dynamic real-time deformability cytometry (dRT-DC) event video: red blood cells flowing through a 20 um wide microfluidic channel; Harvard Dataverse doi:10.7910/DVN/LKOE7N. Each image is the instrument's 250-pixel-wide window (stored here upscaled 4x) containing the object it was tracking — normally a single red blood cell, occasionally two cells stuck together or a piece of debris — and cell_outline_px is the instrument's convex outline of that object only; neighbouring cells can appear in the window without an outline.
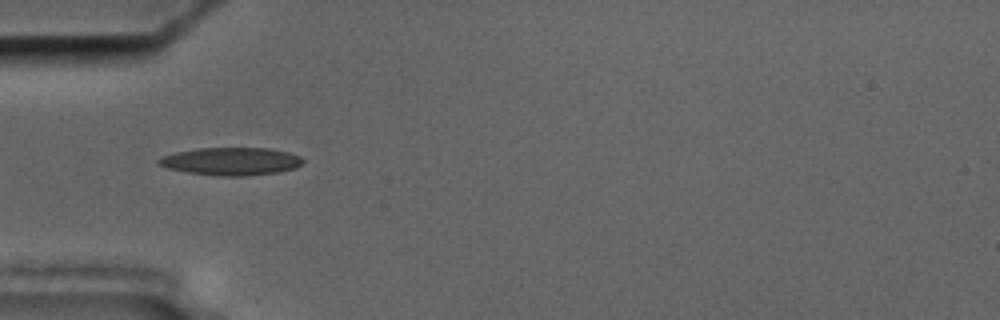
{"species": "common noctule bat (a hibernating species)", "species_latin": "Nyctalus noctula", "temperature_condition": "cold", "stored_images_in_passage": 39, "camera_frame_rate_fps": 3000, "um_per_image_px": 0.085, "animal": {"sex": "male", "body_mass_g": 17.5, "forearm_length_mm": 52.3}, "frame": {"image": 1, "passage_image": 1, "time_ms": 0.0, "image_size_px": [1000, 320], "cell_outline_px": [[304, 160], [296, 168], [276, 172], [244, 176], [220, 176], [188, 172], [168, 168], [156, 164], [156, 160], [160, 156], [176, 152], [196, 148], [268, 148], [288, 152], [300, 156]], "centroid_in_image_um": [19.6, 13.7], "position_along_channel_um": 65.4, "area_um2": 23.35}}
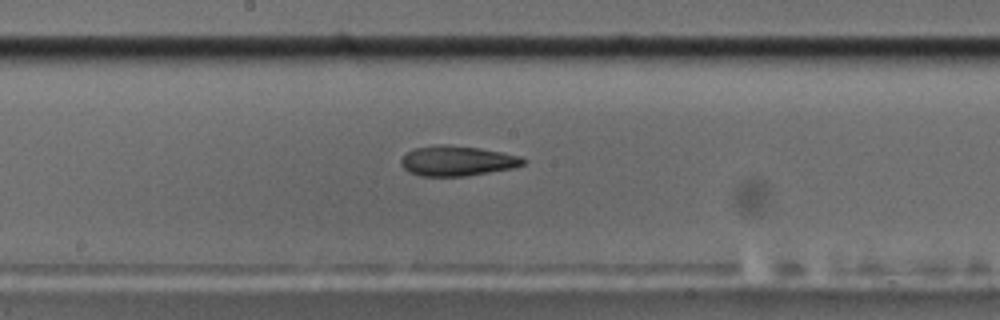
{"frame": {"image": 2, "passage_image": 13, "time_ms": 4.0, "image_size_px": [1000, 320], "cell_outline_px": [[528, 160], [524, 164], [516, 168], [464, 176], [420, 176], [408, 172], [400, 164], [400, 160], [408, 152], [416, 148], [436, 144], [444, 144], [480, 148], [520, 156]], "centroid_in_image_um": [38.88, 13.68], "position_along_channel_um": 209.3, "area_um2": 21.5}}
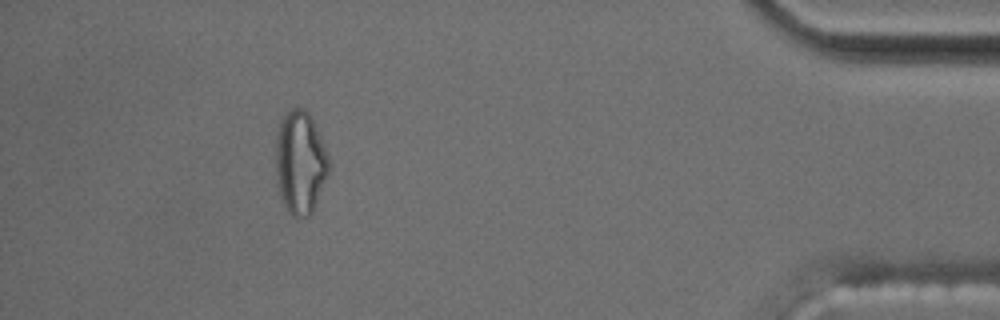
{"frame": {"image": 3, "passage_image": 34, "time_ms": 11.0, "image_size_px": [1000, 320], "cell_outline_px": [[332, 164], [312, 212], [308, 216], [292, 216], [280, 204], [276, 184], [276, 132], [280, 120], [292, 108], [304, 108], [308, 112], [316, 124]], "centroid_in_image_um": [25.51, 13.82], "position_along_channel_um": 409.7, "area_um2": 32.6}, "authors_computed_cell_mechanics": {"area_um2": 22.7154, "velocity_mm_per_s": 3.6279, "shape_relaxation_time_tau1_ms": null, "shape_relaxation_time_tau2_ms": 4.9332, "deformation_change_tau1": null, "deformation_change_tau2": 0.1427}}